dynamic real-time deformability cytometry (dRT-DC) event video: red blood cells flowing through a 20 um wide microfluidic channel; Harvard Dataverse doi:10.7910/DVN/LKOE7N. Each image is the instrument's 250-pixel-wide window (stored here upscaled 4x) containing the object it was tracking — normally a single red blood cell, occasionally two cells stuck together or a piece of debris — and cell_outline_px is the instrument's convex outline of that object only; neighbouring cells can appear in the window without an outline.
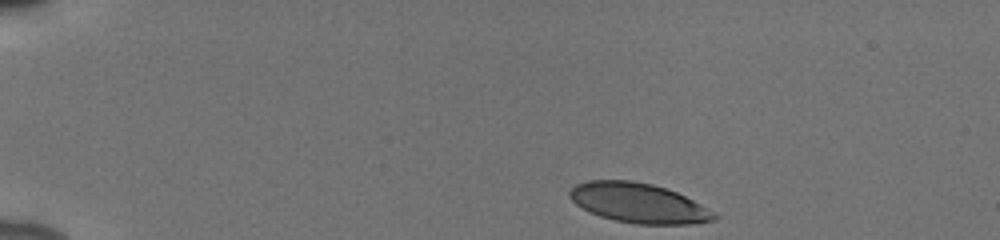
{"species": "human", "species_latin": "Homo sapiens", "temperature_condition": "cold", "stored_images_in_passage": 45, "camera_frame_rate_fps": 3000, "um_per_image_px": 0.085, "donor": {"sex": "male"}, "frame": {"image": 1, "passage_image": 1, "time_ms": 0.0, "image_size_px": [1000, 240], "cell_outline_px": [[716, 220], [692, 224], [636, 224], [616, 220], [600, 216], [576, 204], [568, 196], [568, 192], [576, 184], [588, 180], [632, 180], [652, 184], [676, 192], [716, 212]], "centroid_in_image_um": [54.28, 17.25], "position_along_channel_um": 30.7, "area_um2": 33.23}}
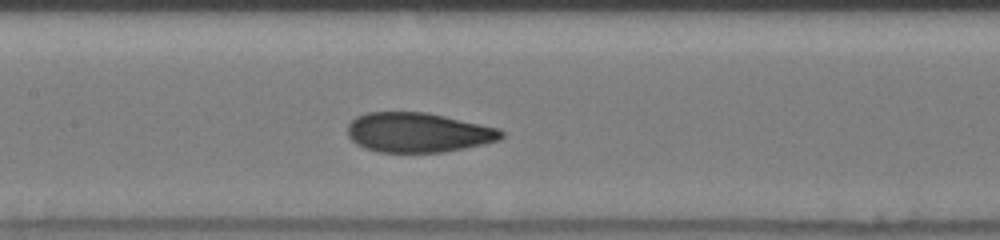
{"frame": {"image": 2, "passage_image": 19, "time_ms": 6.0, "image_size_px": [1000, 240], "cell_outline_px": [[504, 136], [500, 140], [484, 144], [464, 148], [440, 152], [380, 152], [364, 148], [356, 144], [348, 136], [348, 124], [356, 116], [368, 112], [428, 112], [500, 128], [504, 132]], "centroid_in_image_um": [35.56, 11.25], "position_along_channel_um": 171.8, "area_um2": 35.72}}
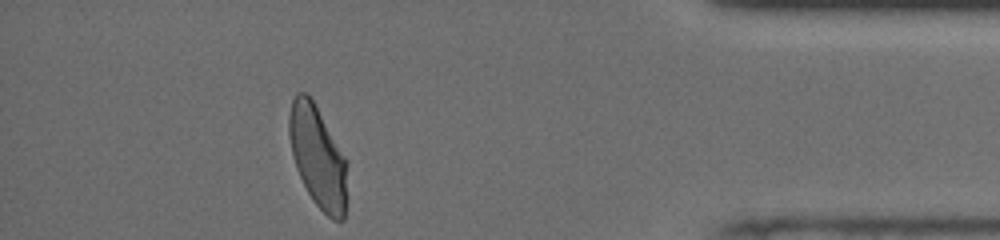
{"frame": {"image": 3, "passage_image": 40, "time_ms": 13.0, "image_size_px": [1000, 240], "cell_outline_px": [[348, 200], [344, 220], [332, 220], [316, 204], [308, 192], [296, 168], [292, 156], [288, 132], [288, 116], [292, 100], [296, 92], [304, 92], [312, 100], [344, 156]], "centroid_in_image_um": [27.0, 13.38], "position_along_channel_um": 408.2, "area_um2": 34.04}, "authors_computed_cell_mechanics": {"area_um2": 35.7782, "velocity_mm_per_s": 3.8685, "shape_relaxation_time_tau1_ms": 3.9697, "shape_relaxation_time_tau2_ms": 0.831, "deformation_change_tau1": 0.1615, "deformation_change_tau2": 0.0452}}